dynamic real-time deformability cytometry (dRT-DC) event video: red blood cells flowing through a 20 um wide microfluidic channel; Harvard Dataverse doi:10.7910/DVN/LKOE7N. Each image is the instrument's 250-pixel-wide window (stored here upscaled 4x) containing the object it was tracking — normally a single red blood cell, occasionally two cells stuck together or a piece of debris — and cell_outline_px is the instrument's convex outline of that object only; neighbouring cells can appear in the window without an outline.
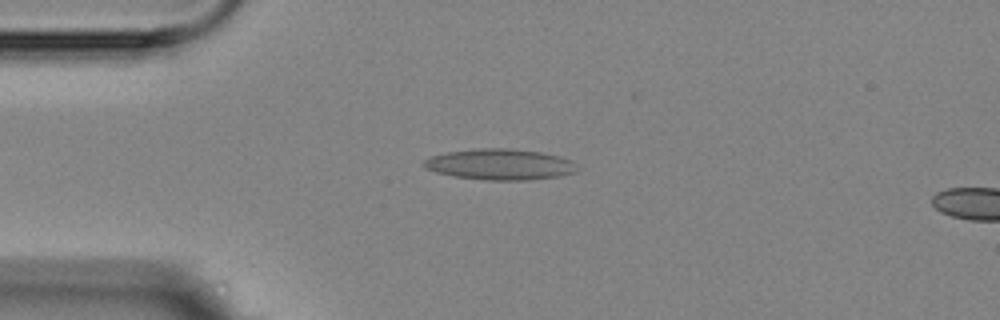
{"species": "Egyptian fruit bat (a non-hibernating species)", "species_latin": "Rousettus aegyptiacus", "temperature_condition": "room temperature", "stored_images_in_passage": 5, "camera_frame_rate_fps": 3000, "um_per_image_px": 0.085, "animal": {"sex": "female"}, "frame": {"image": 1, "passage_image": 4, "time_ms": 3.333, "image_size_px": [1000, 320], "cell_outline_px": [[576, 172], [560, 176], [524, 180], [488, 180], [452, 176], [436, 172], [424, 168], [420, 164], [424, 160], [432, 156], [448, 152], [480, 148], [508, 148], [540, 152], [560, 156], [568, 160]], "centroid_in_image_um": [42.41, 13.97], "position_along_channel_um": 42.6, "area_um2": 27.28}}